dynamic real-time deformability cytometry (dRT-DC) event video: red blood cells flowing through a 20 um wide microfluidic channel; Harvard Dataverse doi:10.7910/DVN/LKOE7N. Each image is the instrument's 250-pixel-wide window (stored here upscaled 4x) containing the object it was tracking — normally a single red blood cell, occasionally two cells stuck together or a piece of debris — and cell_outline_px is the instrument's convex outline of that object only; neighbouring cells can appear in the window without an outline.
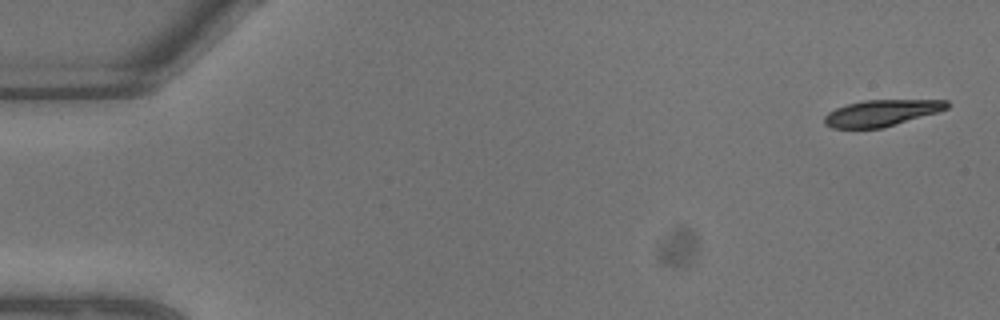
{"species": "common noctule bat (a hibernating species)", "species_latin": "Nyctalus noctula", "temperature_condition": "warm", "stored_images_in_passage": 8, "camera_frame_rate_fps": 3000, "um_per_image_px": 0.085, "animal": {"sex": "male", "body_mass_g": 13.3}, "frame": {"image": 1, "passage_image": 1, "time_ms": 0.0, "image_size_px": [1000, 320], "cell_outline_px": [[948, 108], [936, 112], [880, 128], [832, 128], [824, 124], [824, 116], [828, 112], [836, 108], [848, 104], [864, 100], [948, 100]], "centroid_in_image_um": [74.87, 9.59], "position_along_channel_um": 10.1, "area_um2": 18.44}}
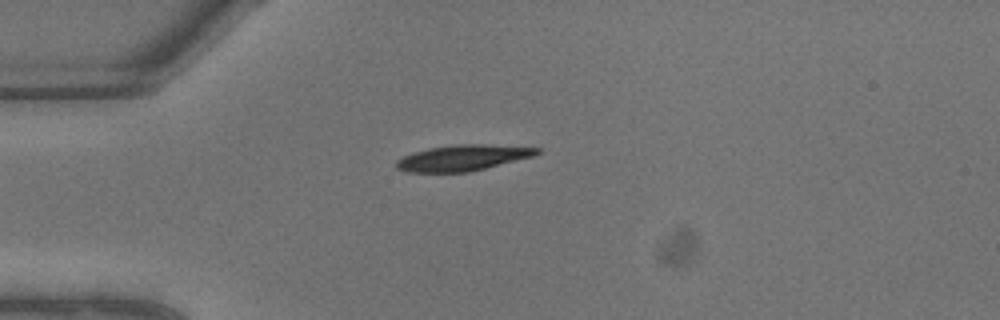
{"frame": {"image": 2, "passage_image": 6, "time_ms": 1.667, "image_size_px": [1000, 320], "cell_outline_px": [[540, 152], [532, 156], [468, 172], [408, 172], [396, 168], [396, 160], [404, 156], [428, 148], [456, 144], [484, 144], [540, 148]], "centroid_in_image_um": [39.3, 13.41], "position_along_channel_um": 45.7, "area_um2": 20.81}}
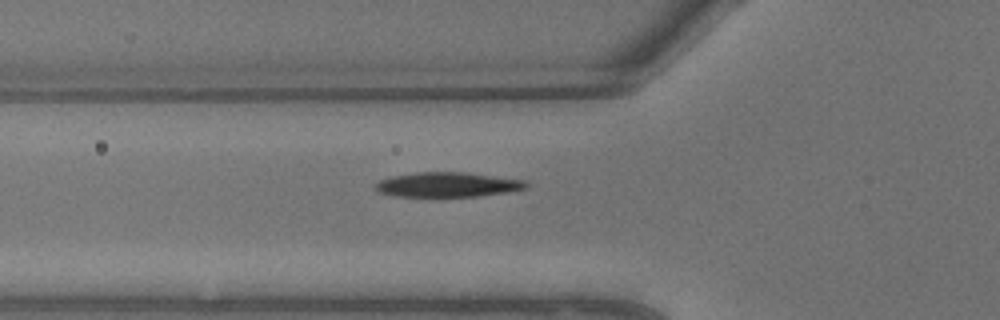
{"frame": {"image": 3, "passage_image": 8, "time_ms": 2.333, "image_size_px": [1000, 320], "cell_outline_px": [[528, 188], [508, 192], [480, 196], [396, 196], [380, 192], [376, 188], [376, 184], [380, 180], [392, 176], [416, 172], [464, 172], [528, 180]], "centroid_in_image_um": [38.12, 15.69], "position_along_channel_um": 87.7, "area_um2": 21.68}}